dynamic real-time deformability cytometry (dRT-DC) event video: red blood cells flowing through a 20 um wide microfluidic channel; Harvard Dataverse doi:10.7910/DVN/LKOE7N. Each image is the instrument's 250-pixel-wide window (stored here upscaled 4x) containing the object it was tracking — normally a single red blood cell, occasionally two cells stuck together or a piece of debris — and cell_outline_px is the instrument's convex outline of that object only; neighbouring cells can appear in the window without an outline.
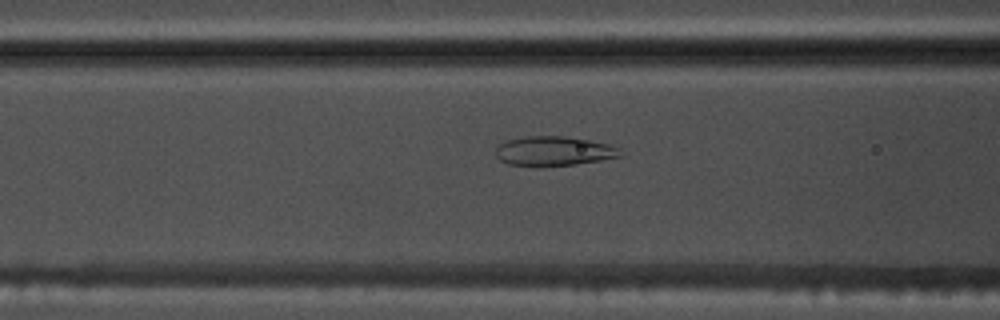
{"species": "common noctule bat (a hibernating species)", "species_latin": "Nyctalus noctula", "temperature_condition": "warm", "stored_images_in_passage": 44, "camera_frame_rate_fps": 3000, "um_per_image_px": 0.085, "animal": {"sex": "male", "body_mass_g": 17.5, "forearm_length_mm": 52.3}, "frame": {"image": 1, "passage_image": 12, "time_ms": 3.667, "image_size_px": [1000, 320], "cell_outline_px": [[620, 156], [600, 160], [576, 164], [508, 164], [500, 160], [496, 156], [496, 148], [500, 144], [508, 140], [524, 136], [564, 136], [588, 140], [608, 144], [616, 148]], "centroid_in_image_um": [47.03, 12.81], "position_along_channel_um": 119.6, "area_um2": 20.46}}
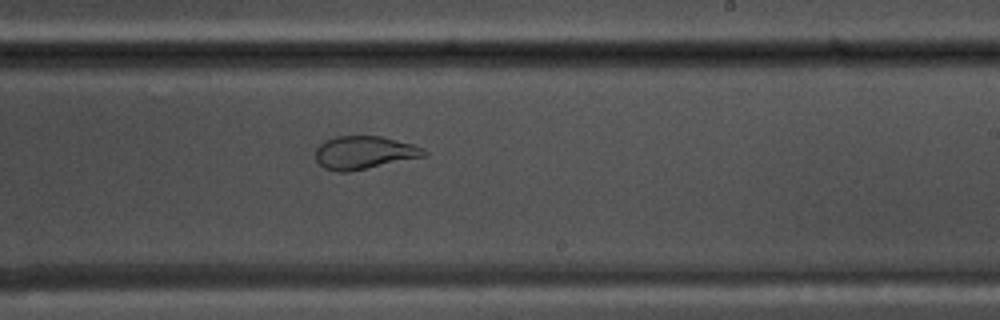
{"frame": {"image": 2, "passage_image": 23, "time_ms": 7.333, "image_size_px": [1000, 320], "cell_outline_px": [[428, 152], [424, 156], [348, 172], [336, 172], [324, 168], [316, 160], [316, 148], [324, 140], [336, 136], [380, 136], [412, 144], [424, 148]], "centroid_in_image_um": [30.92, 12.97], "position_along_channel_um": 258.1, "area_um2": 20.75}}
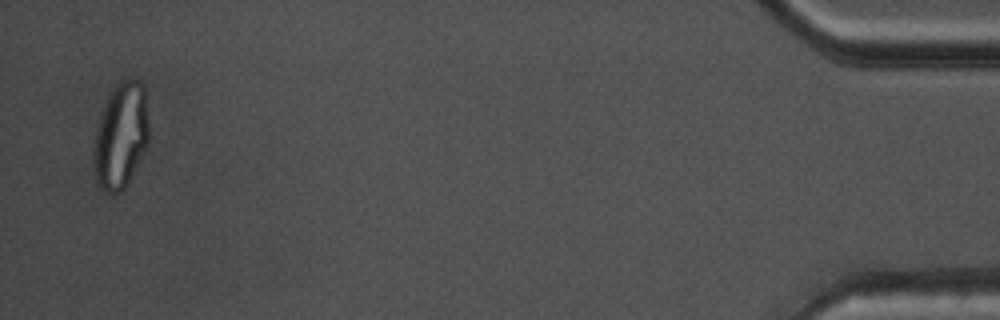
{"frame": {"image": 3, "passage_image": 43, "time_ms": 14.0, "image_size_px": [1000, 320], "cell_outline_px": [[148, 144], [128, 184], [120, 192], [112, 196], [104, 192], [96, 184], [92, 160], [96, 124], [100, 112], [112, 88], [120, 80], [132, 76], [140, 80], [144, 84], [148, 120]], "centroid_in_image_um": [10.24, 11.54], "position_along_channel_um": 425.0, "area_um2": 35.2}, "authors_computed_cell_mechanics": {"area_um2": 26.4146, "velocity_mm_per_s": 3.7855, "shape_relaxation_time_tau1_ms": null, "shape_relaxation_time_tau2_ms": 0.8105, "deformation_change_tau1": null, "deformation_change_tau2": 0.0735}}